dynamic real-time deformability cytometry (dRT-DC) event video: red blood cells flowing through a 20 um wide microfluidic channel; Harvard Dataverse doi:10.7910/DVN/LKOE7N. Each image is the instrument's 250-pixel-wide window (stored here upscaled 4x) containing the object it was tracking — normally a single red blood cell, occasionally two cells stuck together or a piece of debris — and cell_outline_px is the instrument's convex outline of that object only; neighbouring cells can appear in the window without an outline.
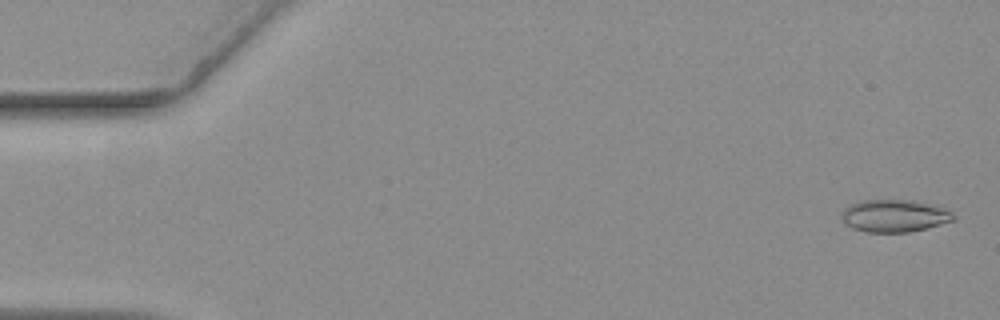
{"species": "common noctule bat (a hibernating species)", "species_latin": "Nyctalus noctula", "temperature_condition": "warm", "stored_images_in_passage": 51, "camera_frame_rate_fps": 3000, "um_per_image_px": 0.085, "animal": {"sex": "female", "body_mass_g": 19.3, "forearm_length_mm": 54.1}, "frame": {"image": 1, "passage_image": 2, "time_ms": 0.333, "image_size_px": [1000, 320], "cell_outline_px": [[956, 220], [908, 232], [868, 232], [852, 228], [844, 224], [844, 208], [848, 204], [860, 200], [916, 200], [944, 208], [952, 212], [956, 216]], "centroid_in_image_um": [76.04, 18.33], "position_along_channel_um": 9.0, "area_um2": 21.1}}
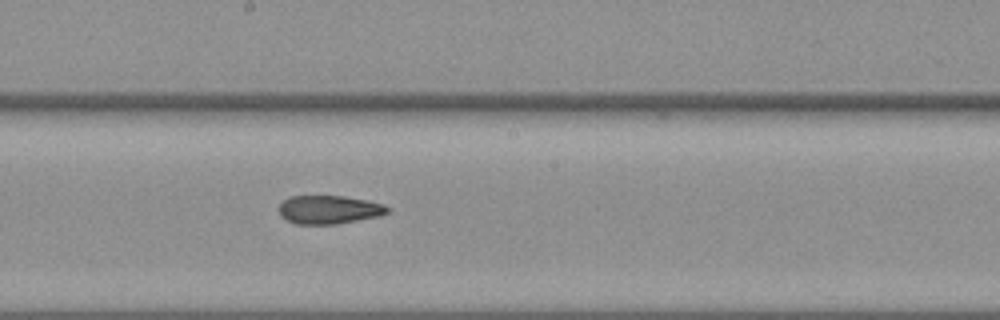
{"frame": {"image": 2, "passage_image": 31, "time_ms": 10.0, "image_size_px": [1000, 320], "cell_outline_px": [[392, 208], [388, 212], [380, 216], [336, 224], [296, 224], [280, 216], [276, 208], [284, 200], [292, 196], [344, 196], [368, 200], [384, 204]], "centroid_in_image_um": [27.97, 17.82], "position_along_channel_um": 220.2, "area_um2": 18.21}}
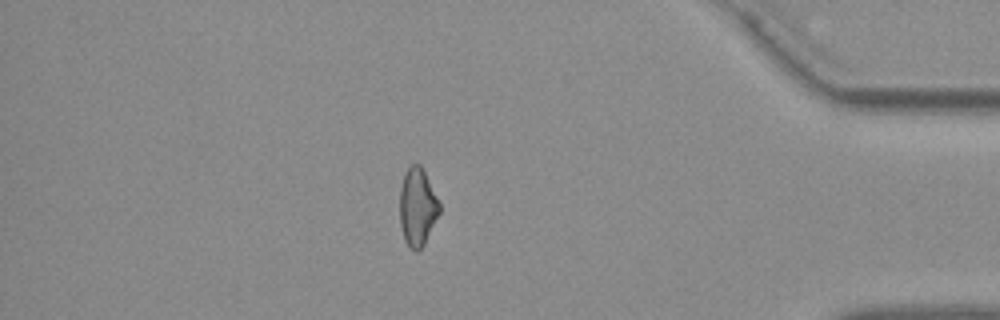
{"frame": {"image": 3, "passage_image": 49, "time_ms": 16.0, "image_size_px": [1000, 320], "cell_outline_px": [[440, 212], [424, 244], [416, 252], [404, 240], [400, 224], [400, 188], [404, 172], [412, 164], [420, 164], [440, 204]], "centroid_in_image_um": [35.47, 17.59], "position_along_channel_um": 399.7, "area_um2": 17.74}}